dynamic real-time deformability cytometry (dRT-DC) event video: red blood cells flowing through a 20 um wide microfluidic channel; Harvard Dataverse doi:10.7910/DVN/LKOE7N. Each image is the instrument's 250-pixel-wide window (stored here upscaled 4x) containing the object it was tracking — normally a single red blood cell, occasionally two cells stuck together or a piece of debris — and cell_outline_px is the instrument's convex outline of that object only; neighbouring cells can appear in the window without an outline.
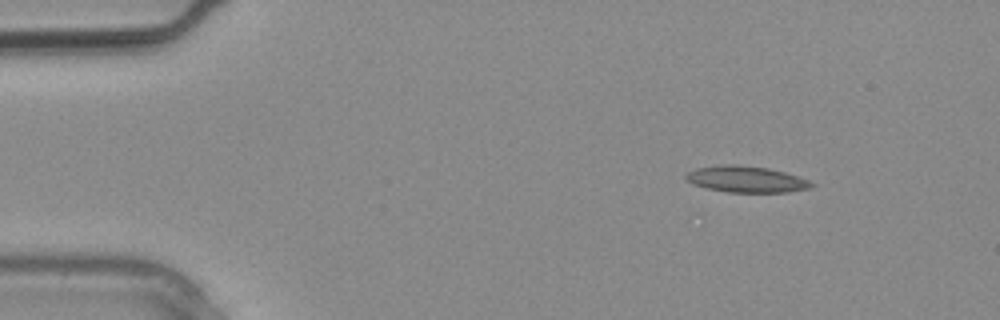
{"species": "common noctule bat (a hibernating species)", "species_latin": "Nyctalus noctula", "temperature_condition": "warm", "stored_images_in_passage": 2, "camera_frame_rate_fps": 3000, "um_per_image_px": 0.085, "animal": {"sex": "male", "body_mass_g": 20.4}, "frame": {"image": 1, "passage_image": 1, "time_ms": 0.0, "image_size_px": [1000, 320], "cell_outline_px": [[816, 184], [812, 188], [788, 192], [728, 192], [708, 188], [696, 184], [688, 180], [684, 176], [688, 172], [696, 168], [720, 164], [740, 164], [768, 168], [784, 172], [808, 180]], "centroid_in_image_um": [63.46, 15.22], "position_along_channel_um": 21.5, "area_um2": 19.19}}